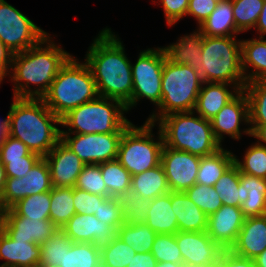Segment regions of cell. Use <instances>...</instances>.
Wrapping results in <instances>:
<instances>
[{
  "instance_id": "cell-25",
  "label": "cell",
  "mask_w": 266,
  "mask_h": 267,
  "mask_svg": "<svg viewBox=\"0 0 266 267\" xmlns=\"http://www.w3.org/2000/svg\"><path fill=\"white\" fill-rule=\"evenodd\" d=\"M203 34L197 28L168 46L163 47L167 58L174 64H187L200 73Z\"/></svg>"
},
{
  "instance_id": "cell-4",
  "label": "cell",
  "mask_w": 266,
  "mask_h": 267,
  "mask_svg": "<svg viewBox=\"0 0 266 267\" xmlns=\"http://www.w3.org/2000/svg\"><path fill=\"white\" fill-rule=\"evenodd\" d=\"M90 67L71 56L60 68L48 92L42 97L47 107L61 119L72 109L98 97Z\"/></svg>"
},
{
  "instance_id": "cell-57",
  "label": "cell",
  "mask_w": 266,
  "mask_h": 267,
  "mask_svg": "<svg viewBox=\"0 0 266 267\" xmlns=\"http://www.w3.org/2000/svg\"><path fill=\"white\" fill-rule=\"evenodd\" d=\"M257 31L259 37H265L266 35V0H264L263 8L259 15L257 24L254 28Z\"/></svg>"
},
{
  "instance_id": "cell-34",
  "label": "cell",
  "mask_w": 266,
  "mask_h": 267,
  "mask_svg": "<svg viewBox=\"0 0 266 267\" xmlns=\"http://www.w3.org/2000/svg\"><path fill=\"white\" fill-rule=\"evenodd\" d=\"M223 205L241 207L244 203L243 187L240 184V170L233 163L213 186Z\"/></svg>"
},
{
  "instance_id": "cell-28",
  "label": "cell",
  "mask_w": 266,
  "mask_h": 267,
  "mask_svg": "<svg viewBox=\"0 0 266 267\" xmlns=\"http://www.w3.org/2000/svg\"><path fill=\"white\" fill-rule=\"evenodd\" d=\"M170 191L162 164L132 176L130 193L143 199L151 201Z\"/></svg>"
},
{
  "instance_id": "cell-59",
  "label": "cell",
  "mask_w": 266,
  "mask_h": 267,
  "mask_svg": "<svg viewBox=\"0 0 266 267\" xmlns=\"http://www.w3.org/2000/svg\"><path fill=\"white\" fill-rule=\"evenodd\" d=\"M6 172H5V167L0 161V195L4 189V185L6 183Z\"/></svg>"
},
{
  "instance_id": "cell-26",
  "label": "cell",
  "mask_w": 266,
  "mask_h": 267,
  "mask_svg": "<svg viewBox=\"0 0 266 267\" xmlns=\"http://www.w3.org/2000/svg\"><path fill=\"white\" fill-rule=\"evenodd\" d=\"M241 58L246 83L266 80L265 37L241 40Z\"/></svg>"
},
{
  "instance_id": "cell-33",
  "label": "cell",
  "mask_w": 266,
  "mask_h": 267,
  "mask_svg": "<svg viewBox=\"0 0 266 267\" xmlns=\"http://www.w3.org/2000/svg\"><path fill=\"white\" fill-rule=\"evenodd\" d=\"M50 221L58 228L76 214L72 187H53L50 190Z\"/></svg>"
},
{
  "instance_id": "cell-19",
  "label": "cell",
  "mask_w": 266,
  "mask_h": 267,
  "mask_svg": "<svg viewBox=\"0 0 266 267\" xmlns=\"http://www.w3.org/2000/svg\"><path fill=\"white\" fill-rule=\"evenodd\" d=\"M244 220L240 207L222 205L218 211L208 216L206 232L224 250H230L237 240Z\"/></svg>"
},
{
  "instance_id": "cell-60",
  "label": "cell",
  "mask_w": 266,
  "mask_h": 267,
  "mask_svg": "<svg viewBox=\"0 0 266 267\" xmlns=\"http://www.w3.org/2000/svg\"><path fill=\"white\" fill-rule=\"evenodd\" d=\"M257 267H266V249L259 254L255 259Z\"/></svg>"
},
{
  "instance_id": "cell-31",
  "label": "cell",
  "mask_w": 266,
  "mask_h": 267,
  "mask_svg": "<svg viewBox=\"0 0 266 267\" xmlns=\"http://www.w3.org/2000/svg\"><path fill=\"white\" fill-rule=\"evenodd\" d=\"M234 155L222 147L211 155L201 157L196 184L213 187L234 163Z\"/></svg>"
},
{
  "instance_id": "cell-37",
  "label": "cell",
  "mask_w": 266,
  "mask_h": 267,
  "mask_svg": "<svg viewBox=\"0 0 266 267\" xmlns=\"http://www.w3.org/2000/svg\"><path fill=\"white\" fill-rule=\"evenodd\" d=\"M50 192L27 196L18 200L9 209L16 216L28 219L50 220Z\"/></svg>"
},
{
  "instance_id": "cell-29",
  "label": "cell",
  "mask_w": 266,
  "mask_h": 267,
  "mask_svg": "<svg viewBox=\"0 0 266 267\" xmlns=\"http://www.w3.org/2000/svg\"><path fill=\"white\" fill-rule=\"evenodd\" d=\"M149 208L145 224L156 234H176L178 232V221L172 210L170 192L152 199Z\"/></svg>"
},
{
  "instance_id": "cell-21",
  "label": "cell",
  "mask_w": 266,
  "mask_h": 267,
  "mask_svg": "<svg viewBox=\"0 0 266 267\" xmlns=\"http://www.w3.org/2000/svg\"><path fill=\"white\" fill-rule=\"evenodd\" d=\"M41 246L27 240H14L0 229V267H38Z\"/></svg>"
},
{
  "instance_id": "cell-3",
  "label": "cell",
  "mask_w": 266,
  "mask_h": 267,
  "mask_svg": "<svg viewBox=\"0 0 266 267\" xmlns=\"http://www.w3.org/2000/svg\"><path fill=\"white\" fill-rule=\"evenodd\" d=\"M8 113L7 134L41 157L60 141V119L42 99L13 97Z\"/></svg>"
},
{
  "instance_id": "cell-54",
  "label": "cell",
  "mask_w": 266,
  "mask_h": 267,
  "mask_svg": "<svg viewBox=\"0 0 266 267\" xmlns=\"http://www.w3.org/2000/svg\"><path fill=\"white\" fill-rule=\"evenodd\" d=\"M13 54L0 40V84L9 75Z\"/></svg>"
},
{
  "instance_id": "cell-32",
  "label": "cell",
  "mask_w": 266,
  "mask_h": 267,
  "mask_svg": "<svg viewBox=\"0 0 266 267\" xmlns=\"http://www.w3.org/2000/svg\"><path fill=\"white\" fill-rule=\"evenodd\" d=\"M109 197L119 198L131 190L132 175L115 159L99 164Z\"/></svg>"
},
{
  "instance_id": "cell-36",
  "label": "cell",
  "mask_w": 266,
  "mask_h": 267,
  "mask_svg": "<svg viewBox=\"0 0 266 267\" xmlns=\"http://www.w3.org/2000/svg\"><path fill=\"white\" fill-rule=\"evenodd\" d=\"M72 244L73 241L64 231L57 229L46 242L40 245L41 254L38 267H59Z\"/></svg>"
},
{
  "instance_id": "cell-55",
  "label": "cell",
  "mask_w": 266,
  "mask_h": 267,
  "mask_svg": "<svg viewBox=\"0 0 266 267\" xmlns=\"http://www.w3.org/2000/svg\"><path fill=\"white\" fill-rule=\"evenodd\" d=\"M157 261L151 252L136 253L127 267H156Z\"/></svg>"
},
{
  "instance_id": "cell-15",
  "label": "cell",
  "mask_w": 266,
  "mask_h": 267,
  "mask_svg": "<svg viewBox=\"0 0 266 267\" xmlns=\"http://www.w3.org/2000/svg\"><path fill=\"white\" fill-rule=\"evenodd\" d=\"M213 134L221 144L229 135L234 140L241 139V132L250 136L249 127V104L246 92L241 90L231 101H229L213 118L210 119ZM248 125V128L241 129L240 124Z\"/></svg>"
},
{
  "instance_id": "cell-53",
  "label": "cell",
  "mask_w": 266,
  "mask_h": 267,
  "mask_svg": "<svg viewBox=\"0 0 266 267\" xmlns=\"http://www.w3.org/2000/svg\"><path fill=\"white\" fill-rule=\"evenodd\" d=\"M223 267H257V265L253 259L238 256L230 250H224Z\"/></svg>"
},
{
  "instance_id": "cell-49",
  "label": "cell",
  "mask_w": 266,
  "mask_h": 267,
  "mask_svg": "<svg viewBox=\"0 0 266 267\" xmlns=\"http://www.w3.org/2000/svg\"><path fill=\"white\" fill-rule=\"evenodd\" d=\"M32 151L21 141L6 134L0 142V161L8 163V159H22Z\"/></svg>"
},
{
  "instance_id": "cell-12",
  "label": "cell",
  "mask_w": 266,
  "mask_h": 267,
  "mask_svg": "<svg viewBox=\"0 0 266 267\" xmlns=\"http://www.w3.org/2000/svg\"><path fill=\"white\" fill-rule=\"evenodd\" d=\"M74 135L71 137V135ZM123 133H60V140L84 164H101L117 159Z\"/></svg>"
},
{
  "instance_id": "cell-58",
  "label": "cell",
  "mask_w": 266,
  "mask_h": 267,
  "mask_svg": "<svg viewBox=\"0 0 266 267\" xmlns=\"http://www.w3.org/2000/svg\"><path fill=\"white\" fill-rule=\"evenodd\" d=\"M9 113H7L6 118L0 120V142L2 141L3 137L7 134L8 131V123H9Z\"/></svg>"
},
{
  "instance_id": "cell-9",
  "label": "cell",
  "mask_w": 266,
  "mask_h": 267,
  "mask_svg": "<svg viewBox=\"0 0 266 267\" xmlns=\"http://www.w3.org/2000/svg\"><path fill=\"white\" fill-rule=\"evenodd\" d=\"M154 123L145 121L141 126L133 123L123 132L117 160L132 175L140 174L161 164L164 147L163 137L158 130L154 138Z\"/></svg>"
},
{
  "instance_id": "cell-11",
  "label": "cell",
  "mask_w": 266,
  "mask_h": 267,
  "mask_svg": "<svg viewBox=\"0 0 266 267\" xmlns=\"http://www.w3.org/2000/svg\"><path fill=\"white\" fill-rule=\"evenodd\" d=\"M48 34L11 4L0 0V40L12 54L37 45Z\"/></svg>"
},
{
  "instance_id": "cell-63",
  "label": "cell",
  "mask_w": 266,
  "mask_h": 267,
  "mask_svg": "<svg viewBox=\"0 0 266 267\" xmlns=\"http://www.w3.org/2000/svg\"><path fill=\"white\" fill-rule=\"evenodd\" d=\"M3 209L0 207V229L2 228Z\"/></svg>"
},
{
  "instance_id": "cell-16",
  "label": "cell",
  "mask_w": 266,
  "mask_h": 267,
  "mask_svg": "<svg viewBox=\"0 0 266 267\" xmlns=\"http://www.w3.org/2000/svg\"><path fill=\"white\" fill-rule=\"evenodd\" d=\"M175 238L186 267H203L211 264L224 252V249L214 242L206 231H178Z\"/></svg>"
},
{
  "instance_id": "cell-13",
  "label": "cell",
  "mask_w": 266,
  "mask_h": 267,
  "mask_svg": "<svg viewBox=\"0 0 266 267\" xmlns=\"http://www.w3.org/2000/svg\"><path fill=\"white\" fill-rule=\"evenodd\" d=\"M53 188L49 166L41 157L27 175L21 178H6L4 189L0 195V207L5 210L18 200L30 195L50 192Z\"/></svg>"
},
{
  "instance_id": "cell-8",
  "label": "cell",
  "mask_w": 266,
  "mask_h": 267,
  "mask_svg": "<svg viewBox=\"0 0 266 267\" xmlns=\"http://www.w3.org/2000/svg\"><path fill=\"white\" fill-rule=\"evenodd\" d=\"M236 36H203L200 77L203 82L226 83L244 90L241 40Z\"/></svg>"
},
{
  "instance_id": "cell-6",
  "label": "cell",
  "mask_w": 266,
  "mask_h": 267,
  "mask_svg": "<svg viewBox=\"0 0 266 267\" xmlns=\"http://www.w3.org/2000/svg\"><path fill=\"white\" fill-rule=\"evenodd\" d=\"M127 112L122 102L98 96L65 114L60 126L67 130L60 133H123L132 124L124 116Z\"/></svg>"
},
{
  "instance_id": "cell-18",
  "label": "cell",
  "mask_w": 266,
  "mask_h": 267,
  "mask_svg": "<svg viewBox=\"0 0 266 267\" xmlns=\"http://www.w3.org/2000/svg\"><path fill=\"white\" fill-rule=\"evenodd\" d=\"M2 229L14 240H27L38 245L46 242L58 229L50 220L16 216L9 208L3 210Z\"/></svg>"
},
{
  "instance_id": "cell-50",
  "label": "cell",
  "mask_w": 266,
  "mask_h": 267,
  "mask_svg": "<svg viewBox=\"0 0 266 267\" xmlns=\"http://www.w3.org/2000/svg\"><path fill=\"white\" fill-rule=\"evenodd\" d=\"M40 158L39 154L31 152L22 159H8V163H2L5 167L6 177L21 178L26 176Z\"/></svg>"
},
{
  "instance_id": "cell-61",
  "label": "cell",
  "mask_w": 266,
  "mask_h": 267,
  "mask_svg": "<svg viewBox=\"0 0 266 267\" xmlns=\"http://www.w3.org/2000/svg\"><path fill=\"white\" fill-rule=\"evenodd\" d=\"M156 267H186L183 263L157 262Z\"/></svg>"
},
{
  "instance_id": "cell-35",
  "label": "cell",
  "mask_w": 266,
  "mask_h": 267,
  "mask_svg": "<svg viewBox=\"0 0 266 267\" xmlns=\"http://www.w3.org/2000/svg\"><path fill=\"white\" fill-rule=\"evenodd\" d=\"M156 233L145 223H123L117 229V236L137 253L150 252Z\"/></svg>"
},
{
  "instance_id": "cell-1",
  "label": "cell",
  "mask_w": 266,
  "mask_h": 267,
  "mask_svg": "<svg viewBox=\"0 0 266 267\" xmlns=\"http://www.w3.org/2000/svg\"><path fill=\"white\" fill-rule=\"evenodd\" d=\"M84 61L96 83L98 95L122 102L131 110L133 91L131 61L119 37L106 27L89 46Z\"/></svg>"
},
{
  "instance_id": "cell-40",
  "label": "cell",
  "mask_w": 266,
  "mask_h": 267,
  "mask_svg": "<svg viewBox=\"0 0 266 267\" xmlns=\"http://www.w3.org/2000/svg\"><path fill=\"white\" fill-rule=\"evenodd\" d=\"M264 0H232L237 30L242 33L255 28Z\"/></svg>"
},
{
  "instance_id": "cell-46",
  "label": "cell",
  "mask_w": 266,
  "mask_h": 267,
  "mask_svg": "<svg viewBox=\"0 0 266 267\" xmlns=\"http://www.w3.org/2000/svg\"><path fill=\"white\" fill-rule=\"evenodd\" d=\"M150 252L157 262L183 263L175 234H157Z\"/></svg>"
},
{
  "instance_id": "cell-20",
  "label": "cell",
  "mask_w": 266,
  "mask_h": 267,
  "mask_svg": "<svg viewBox=\"0 0 266 267\" xmlns=\"http://www.w3.org/2000/svg\"><path fill=\"white\" fill-rule=\"evenodd\" d=\"M73 242L93 243L103 246L112 241L117 231L99 221L95 215L75 214L62 228Z\"/></svg>"
},
{
  "instance_id": "cell-30",
  "label": "cell",
  "mask_w": 266,
  "mask_h": 267,
  "mask_svg": "<svg viewBox=\"0 0 266 267\" xmlns=\"http://www.w3.org/2000/svg\"><path fill=\"white\" fill-rule=\"evenodd\" d=\"M244 203L241 211L245 218L266 214V179L240 173Z\"/></svg>"
},
{
  "instance_id": "cell-43",
  "label": "cell",
  "mask_w": 266,
  "mask_h": 267,
  "mask_svg": "<svg viewBox=\"0 0 266 267\" xmlns=\"http://www.w3.org/2000/svg\"><path fill=\"white\" fill-rule=\"evenodd\" d=\"M185 193L207 216L218 211L223 205L214 187L195 184Z\"/></svg>"
},
{
  "instance_id": "cell-5",
  "label": "cell",
  "mask_w": 266,
  "mask_h": 267,
  "mask_svg": "<svg viewBox=\"0 0 266 267\" xmlns=\"http://www.w3.org/2000/svg\"><path fill=\"white\" fill-rule=\"evenodd\" d=\"M194 114V111L175 112L160 118L156 123L163 144L200 157L211 155L223 146L216 140L210 120Z\"/></svg>"
},
{
  "instance_id": "cell-41",
  "label": "cell",
  "mask_w": 266,
  "mask_h": 267,
  "mask_svg": "<svg viewBox=\"0 0 266 267\" xmlns=\"http://www.w3.org/2000/svg\"><path fill=\"white\" fill-rule=\"evenodd\" d=\"M101 265L104 267H127L137 253L117 235L108 244L100 247Z\"/></svg>"
},
{
  "instance_id": "cell-45",
  "label": "cell",
  "mask_w": 266,
  "mask_h": 267,
  "mask_svg": "<svg viewBox=\"0 0 266 267\" xmlns=\"http://www.w3.org/2000/svg\"><path fill=\"white\" fill-rule=\"evenodd\" d=\"M74 187L91 194L109 197L99 164H85Z\"/></svg>"
},
{
  "instance_id": "cell-7",
  "label": "cell",
  "mask_w": 266,
  "mask_h": 267,
  "mask_svg": "<svg viewBox=\"0 0 266 267\" xmlns=\"http://www.w3.org/2000/svg\"><path fill=\"white\" fill-rule=\"evenodd\" d=\"M202 83L197 70L187 64H174L165 53L161 103L157 107L158 111H153L146 121L156 124L168 114L194 111Z\"/></svg>"
},
{
  "instance_id": "cell-27",
  "label": "cell",
  "mask_w": 266,
  "mask_h": 267,
  "mask_svg": "<svg viewBox=\"0 0 266 267\" xmlns=\"http://www.w3.org/2000/svg\"><path fill=\"white\" fill-rule=\"evenodd\" d=\"M203 36L225 37L237 36L232 0L219 1L210 16L197 27Z\"/></svg>"
},
{
  "instance_id": "cell-48",
  "label": "cell",
  "mask_w": 266,
  "mask_h": 267,
  "mask_svg": "<svg viewBox=\"0 0 266 267\" xmlns=\"http://www.w3.org/2000/svg\"><path fill=\"white\" fill-rule=\"evenodd\" d=\"M74 207L77 214L94 215L107 198L73 187Z\"/></svg>"
},
{
  "instance_id": "cell-56",
  "label": "cell",
  "mask_w": 266,
  "mask_h": 267,
  "mask_svg": "<svg viewBox=\"0 0 266 267\" xmlns=\"http://www.w3.org/2000/svg\"><path fill=\"white\" fill-rule=\"evenodd\" d=\"M251 129V137L257 139L256 143L266 147V125H249Z\"/></svg>"
},
{
  "instance_id": "cell-22",
  "label": "cell",
  "mask_w": 266,
  "mask_h": 267,
  "mask_svg": "<svg viewBox=\"0 0 266 267\" xmlns=\"http://www.w3.org/2000/svg\"><path fill=\"white\" fill-rule=\"evenodd\" d=\"M266 249V214L245 218L235 244L230 248L234 254L255 259Z\"/></svg>"
},
{
  "instance_id": "cell-44",
  "label": "cell",
  "mask_w": 266,
  "mask_h": 267,
  "mask_svg": "<svg viewBox=\"0 0 266 267\" xmlns=\"http://www.w3.org/2000/svg\"><path fill=\"white\" fill-rule=\"evenodd\" d=\"M125 223H145L150 207V200L129 193L119 197Z\"/></svg>"
},
{
  "instance_id": "cell-38",
  "label": "cell",
  "mask_w": 266,
  "mask_h": 267,
  "mask_svg": "<svg viewBox=\"0 0 266 267\" xmlns=\"http://www.w3.org/2000/svg\"><path fill=\"white\" fill-rule=\"evenodd\" d=\"M100 247L93 243L73 242L71 248L65 253L59 267H100Z\"/></svg>"
},
{
  "instance_id": "cell-17",
  "label": "cell",
  "mask_w": 266,
  "mask_h": 267,
  "mask_svg": "<svg viewBox=\"0 0 266 267\" xmlns=\"http://www.w3.org/2000/svg\"><path fill=\"white\" fill-rule=\"evenodd\" d=\"M53 187H74L83 170L82 160L60 140L44 157Z\"/></svg>"
},
{
  "instance_id": "cell-47",
  "label": "cell",
  "mask_w": 266,
  "mask_h": 267,
  "mask_svg": "<svg viewBox=\"0 0 266 267\" xmlns=\"http://www.w3.org/2000/svg\"><path fill=\"white\" fill-rule=\"evenodd\" d=\"M94 215L99 221L113 227L116 231L124 223L120 200L117 197H107Z\"/></svg>"
},
{
  "instance_id": "cell-52",
  "label": "cell",
  "mask_w": 266,
  "mask_h": 267,
  "mask_svg": "<svg viewBox=\"0 0 266 267\" xmlns=\"http://www.w3.org/2000/svg\"><path fill=\"white\" fill-rule=\"evenodd\" d=\"M218 1L216 0H189L187 16H192L199 27L214 11Z\"/></svg>"
},
{
  "instance_id": "cell-42",
  "label": "cell",
  "mask_w": 266,
  "mask_h": 267,
  "mask_svg": "<svg viewBox=\"0 0 266 267\" xmlns=\"http://www.w3.org/2000/svg\"><path fill=\"white\" fill-rule=\"evenodd\" d=\"M234 163L238 166L240 173L266 179V147L257 143L249 146L242 161L234 155Z\"/></svg>"
},
{
  "instance_id": "cell-23",
  "label": "cell",
  "mask_w": 266,
  "mask_h": 267,
  "mask_svg": "<svg viewBox=\"0 0 266 267\" xmlns=\"http://www.w3.org/2000/svg\"><path fill=\"white\" fill-rule=\"evenodd\" d=\"M240 91L237 86L232 84L203 82L194 112L204 119L210 120Z\"/></svg>"
},
{
  "instance_id": "cell-51",
  "label": "cell",
  "mask_w": 266,
  "mask_h": 267,
  "mask_svg": "<svg viewBox=\"0 0 266 267\" xmlns=\"http://www.w3.org/2000/svg\"><path fill=\"white\" fill-rule=\"evenodd\" d=\"M158 3L162 5L165 20L170 27L187 16L189 0H158Z\"/></svg>"
},
{
  "instance_id": "cell-14",
  "label": "cell",
  "mask_w": 266,
  "mask_h": 267,
  "mask_svg": "<svg viewBox=\"0 0 266 267\" xmlns=\"http://www.w3.org/2000/svg\"><path fill=\"white\" fill-rule=\"evenodd\" d=\"M201 157L164 146L161 164L173 192H185L196 184Z\"/></svg>"
},
{
  "instance_id": "cell-39",
  "label": "cell",
  "mask_w": 266,
  "mask_h": 267,
  "mask_svg": "<svg viewBox=\"0 0 266 267\" xmlns=\"http://www.w3.org/2000/svg\"><path fill=\"white\" fill-rule=\"evenodd\" d=\"M244 91L249 104V124L266 125V80L248 82Z\"/></svg>"
},
{
  "instance_id": "cell-24",
  "label": "cell",
  "mask_w": 266,
  "mask_h": 267,
  "mask_svg": "<svg viewBox=\"0 0 266 267\" xmlns=\"http://www.w3.org/2000/svg\"><path fill=\"white\" fill-rule=\"evenodd\" d=\"M172 210L178 221V231L203 232L207 230L208 216L186 195L170 191Z\"/></svg>"
},
{
  "instance_id": "cell-2",
  "label": "cell",
  "mask_w": 266,
  "mask_h": 267,
  "mask_svg": "<svg viewBox=\"0 0 266 267\" xmlns=\"http://www.w3.org/2000/svg\"><path fill=\"white\" fill-rule=\"evenodd\" d=\"M46 35L37 45L13 54L9 75L14 98H37L48 92L60 68L72 56ZM33 84L37 87L32 89Z\"/></svg>"
},
{
  "instance_id": "cell-62",
  "label": "cell",
  "mask_w": 266,
  "mask_h": 267,
  "mask_svg": "<svg viewBox=\"0 0 266 267\" xmlns=\"http://www.w3.org/2000/svg\"><path fill=\"white\" fill-rule=\"evenodd\" d=\"M203 267H223V253L221 254L220 258L211 264H207Z\"/></svg>"
},
{
  "instance_id": "cell-10",
  "label": "cell",
  "mask_w": 266,
  "mask_h": 267,
  "mask_svg": "<svg viewBox=\"0 0 266 267\" xmlns=\"http://www.w3.org/2000/svg\"><path fill=\"white\" fill-rule=\"evenodd\" d=\"M165 50L163 47L148 48L140 51L135 64L131 63L133 91L131 109L140 99L150 100L156 108L161 103V81Z\"/></svg>"
}]
</instances>
